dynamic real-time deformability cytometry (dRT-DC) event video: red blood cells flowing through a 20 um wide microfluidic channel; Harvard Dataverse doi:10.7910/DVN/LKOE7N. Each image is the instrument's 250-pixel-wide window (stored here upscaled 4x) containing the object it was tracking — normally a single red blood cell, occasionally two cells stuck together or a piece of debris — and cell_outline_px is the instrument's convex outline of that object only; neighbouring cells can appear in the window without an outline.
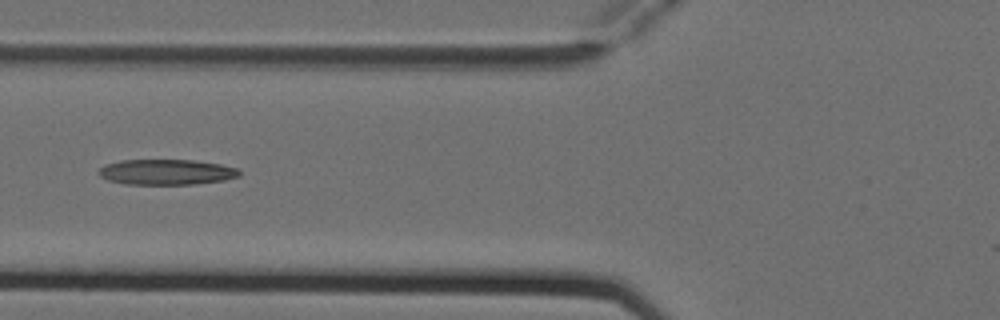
{"species": "Egyptian fruit bat (a non-hibernating species)", "species_latin": "Rousettus aegyptiacus", "temperature_condition": "cold", "stored_images_in_passage": 6, "camera_frame_rate_fps": 3000, "um_per_image_px": 0.085, "animal": {"sex": "female"}, "frame": {"image": 1, "passage_image": 6, "time_ms": 1.667, "image_size_px": [1000, 320], "cell_outline_px": [[240, 176], [224, 180], [192, 184], [124, 184], [108, 180], [100, 176], [96, 172], [104, 164], [120, 160], [196, 160], [220, 164], [236, 168], [240, 172]], "centroid_in_image_um": [14.1, 14.62], "position_along_channel_um": 111.7, "area_um2": 20.92}}